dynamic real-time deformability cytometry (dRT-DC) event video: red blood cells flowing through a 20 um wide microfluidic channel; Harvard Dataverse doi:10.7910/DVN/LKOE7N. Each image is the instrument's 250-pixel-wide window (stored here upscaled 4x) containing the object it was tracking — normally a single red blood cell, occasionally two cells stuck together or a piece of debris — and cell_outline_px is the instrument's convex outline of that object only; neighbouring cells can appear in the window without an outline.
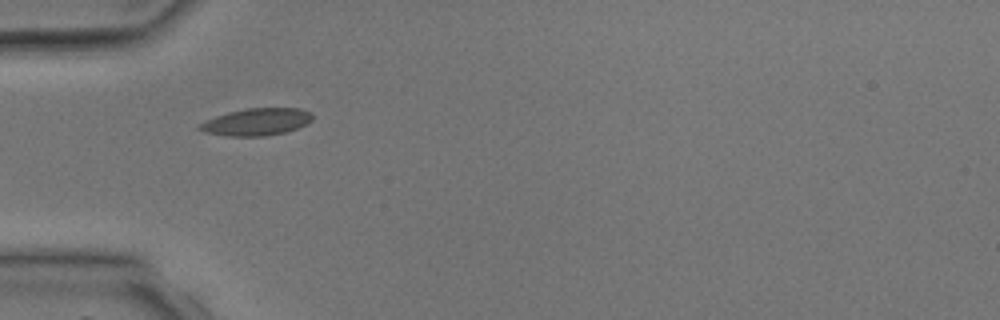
{"species": "common noctule bat (a hibernating species)", "species_latin": "Nyctalus noctula", "temperature_condition": "room temperature", "stored_images_in_passage": 2, "camera_frame_rate_fps": 3000, "um_per_image_px": 0.085, "animal": {"sex": "male", "body_mass_g": 17.9, "forearm_length_mm": 54.2}, "frame": {"image": 1, "passage_image": 2, "time_ms": 1.333, "image_size_px": [1000, 320], "cell_outline_px": [[312, 120], [308, 124], [284, 132], [264, 136], [228, 136], [204, 132], [196, 128], [200, 124], [216, 116], [228, 112], [248, 108], [300, 108], [312, 112]], "centroid_in_image_um": [21.83, 10.35], "position_along_channel_um": 63.2, "area_um2": 17.8}}